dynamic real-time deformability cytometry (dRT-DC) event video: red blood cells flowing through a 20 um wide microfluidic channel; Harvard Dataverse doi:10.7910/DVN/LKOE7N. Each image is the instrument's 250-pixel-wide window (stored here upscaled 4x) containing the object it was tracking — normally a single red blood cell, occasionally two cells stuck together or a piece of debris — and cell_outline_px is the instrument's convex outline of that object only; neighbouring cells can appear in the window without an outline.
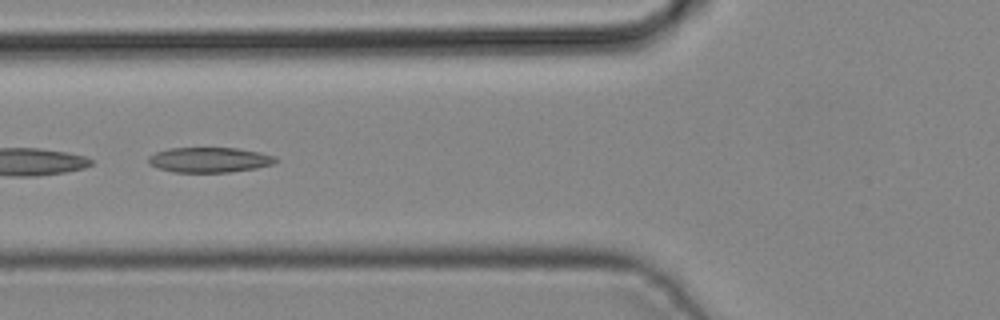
{"species": "common noctule bat (a hibernating species)", "species_latin": "Nyctalus noctula", "temperature_condition": "cold", "stored_images_in_passage": 2, "camera_frame_rate_fps": 3000, "um_per_image_px": 0.085, "animal": {"sex": "male", "body_mass_g": 19.2, "forearm_length_mm": 51.8}, "frame": {"image": 1, "passage_image": 2, "time_ms": 0.333, "image_size_px": [1000, 320], "cell_outline_px": [[280, 160], [272, 164], [256, 168], [232, 172], [172, 172], [156, 168], [148, 164], [148, 156], [156, 152], [168, 148], [236, 148], [260, 152], [276, 156]], "centroid_in_image_um": [17.79, 13.59], "position_along_channel_um": 108.0, "area_um2": 18.84}}